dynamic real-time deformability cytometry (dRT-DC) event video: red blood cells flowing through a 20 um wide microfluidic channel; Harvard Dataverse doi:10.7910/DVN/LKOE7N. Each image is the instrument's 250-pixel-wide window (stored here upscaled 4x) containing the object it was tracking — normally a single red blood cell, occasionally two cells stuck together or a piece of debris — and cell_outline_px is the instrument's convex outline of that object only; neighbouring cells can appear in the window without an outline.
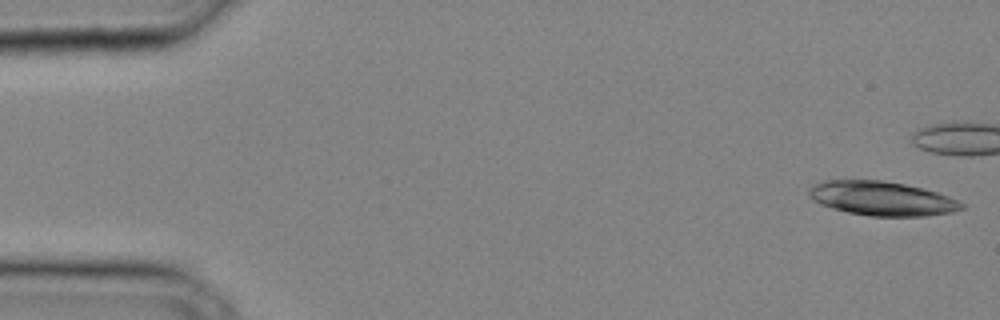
{"species": "common noctule bat (a hibernating species)", "species_latin": "Nyctalus noctula", "temperature_condition": "cold", "stored_images_in_passage": 28, "camera_frame_rate_fps": 3000, "um_per_image_px": 0.085, "animal": {"sex": "male", "body_mass_g": 20.4}, "frame": {"image": 1, "passage_image": 1, "time_ms": 0.0, "image_size_px": [1000, 320], "cell_outline_px": [[964, 208], [952, 212], [928, 216], [868, 216], [848, 212], [832, 208], [820, 204], [812, 200], [808, 196], [808, 188], [824, 180], [884, 180], [924, 188], [948, 196], [964, 204]], "centroid_in_image_um": [74.94, 16.87], "position_along_channel_um": 10.1, "area_um2": 30.52}}